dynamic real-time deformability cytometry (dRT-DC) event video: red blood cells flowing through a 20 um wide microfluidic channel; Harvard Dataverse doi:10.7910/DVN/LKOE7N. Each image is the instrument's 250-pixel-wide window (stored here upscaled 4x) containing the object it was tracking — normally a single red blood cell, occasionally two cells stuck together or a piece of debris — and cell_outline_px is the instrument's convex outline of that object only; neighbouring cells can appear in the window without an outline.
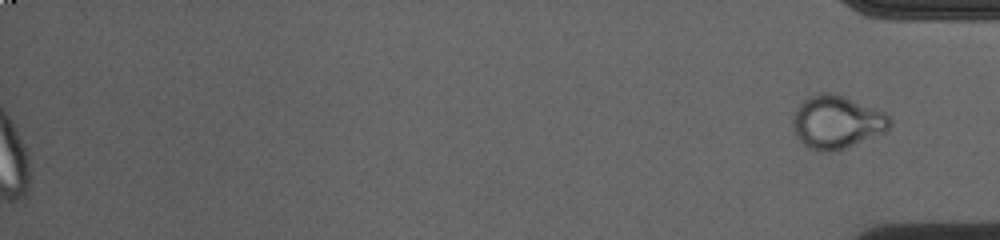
{"species": "common noctule bat (a hibernating species)", "species_latin": "Nyctalus noctula", "temperature_condition": "cold", "stored_images_in_passage": 55, "segment_of_instrument_passage": [2, 2], "camera_frame_rate_fps": 3000, "um_per_image_px": 0.085, "animal": {"sex": "female", "body_mass_g": 23.0, "forearm_length_mm": 53.4}, "frame": {"image": 1, "passage_image": 55, "time_ms": 18.0, "image_size_px": [1000, 240], "cell_outline_px": [[892, 124], [884, 132], [844, 148], [832, 152], [824, 152], [812, 148], [804, 144], [800, 140], [796, 132], [796, 108], [808, 96], [820, 92], [828, 92], [844, 96], [884, 112], [892, 120]], "centroid_in_image_um": [71.17, 10.36], "position_along_channel_um": 364.0, "area_um2": 29.19}}